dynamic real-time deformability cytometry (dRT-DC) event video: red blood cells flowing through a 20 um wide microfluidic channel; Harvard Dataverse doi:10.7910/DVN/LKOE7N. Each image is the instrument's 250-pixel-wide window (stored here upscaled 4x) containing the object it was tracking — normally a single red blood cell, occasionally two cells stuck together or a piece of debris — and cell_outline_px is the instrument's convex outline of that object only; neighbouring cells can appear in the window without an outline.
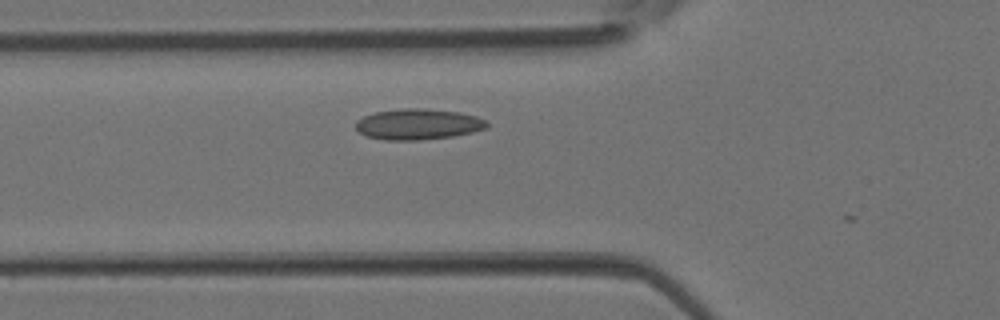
{"species": "Egyptian fruit bat (a non-hibernating species)", "species_latin": "Rousettus aegyptiacus", "temperature_condition": "room temperature", "stored_images_in_passage": 2, "camera_frame_rate_fps": 3000, "um_per_image_px": 0.085, "animal": {"sex": "female"}, "frame": {"image": 1, "passage_image": 2, "time_ms": 0.333, "image_size_px": [1000, 320], "cell_outline_px": [[488, 128], [472, 132], [452, 136], [420, 140], [384, 140], [368, 136], [360, 132], [356, 128], [356, 120], [372, 112], [404, 108], [424, 108], [460, 112], [476, 116], [484, 120], [488, 124]], "centroid_in_image_um": [35.53, 10.55], "position_along_channel_um": 90.3, "area_um2": 23.58}}